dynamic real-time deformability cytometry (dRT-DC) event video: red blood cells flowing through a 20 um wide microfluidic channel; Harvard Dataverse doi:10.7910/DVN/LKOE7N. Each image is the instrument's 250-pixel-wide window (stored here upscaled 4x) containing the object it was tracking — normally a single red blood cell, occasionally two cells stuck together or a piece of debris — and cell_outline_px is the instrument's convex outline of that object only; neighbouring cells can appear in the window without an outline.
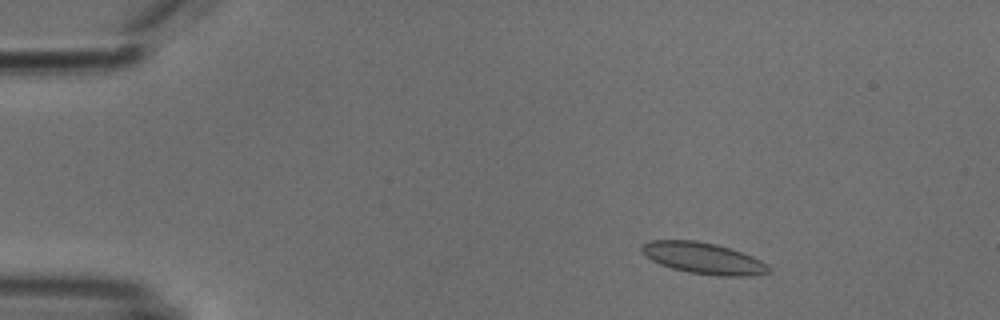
{"species": "common noctule bat (a hibernating species)", "species_latin": "Nyctalus noctula", "temperature_condition": "cold", "stored_images_in_passage": 52, "camera_frame_rate_fps": 3000, "um_per_image_px": 0.085, "animal": {"sex": "male", "body_mass_g": 18.8}, "frame": {"image": 1, "passage_image": 7, "time_ms": 2.0, "image_size_px": [1000, 320], "cell_outline_px": [[772, 272], [752, 276], [720, 276], [688, 272], [672, 268], [660, 264], [652, 260], [640, 252], [640, 244], [648, 240], [696, 240], [716, 244], [752, 256], [768, 264], [772, 268]], "centroid_in_image_um": [59.77, 21.95], "position_along_channel_um": 25.2, "area_um2": 23.41}}
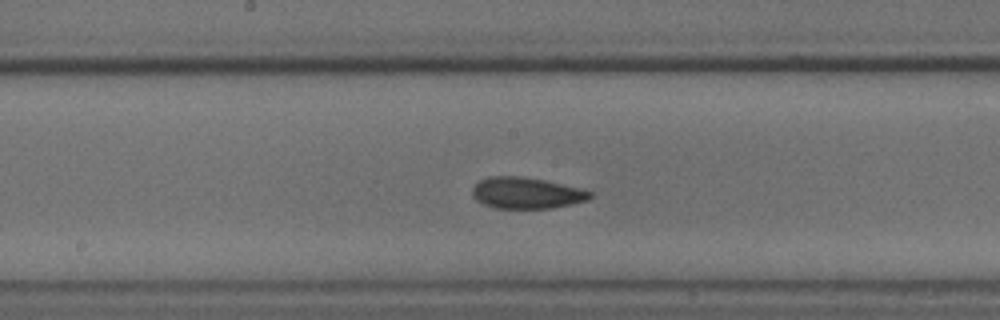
{"frame": {"image": 2, "passage_image": 27, "time_ms": 8.667, "image_size_px": [1000, 320], "cell_outline_px": [[592, 196], [588, 200], [572, 204], [552, 208], [496, 208], [484, 204], [476, 200], [472, 196], [472, 188], [480, 180], [488, 176], [520, 176], [544, 180], [584, 188], [592, 192]], "centroid_in_image_um": [44.77, 16.4], "position_along_channel_um": 203.4, "area_um2": 21.62}}
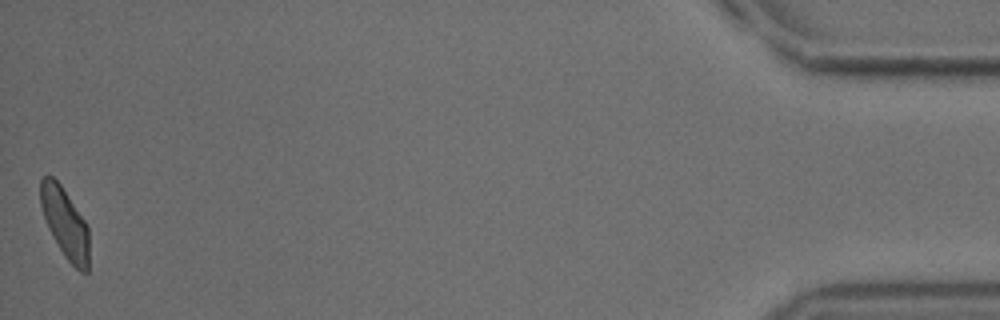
{"frame": {"image": 3, "passage_image": 52, "time_ms": 17.0, "image_size_px": [1000, 320], "cell_outline_px": [[88, 272], [80, 272], [64, 256], [48, 228], [40, 204], [40, 180], [44, 176], [52, 176], [60, 184], [88, 224]], "centroid_in_image_um": [5.53, 18.95], "position_along_channel_um": 429.7, "area_um2": 19.71}, "authors_computed_cell_mechanics": {"area_um2": 21.675, "velocity_mm_per_s": 3.7932, "shape_relaxation_time_tau1_ms": 4.8483, "shape_relaxation_time_tau2_ms": 1.7121, "deformation_change_tau1": 0.1106, "deformation_change_tau2": 0.0698}}